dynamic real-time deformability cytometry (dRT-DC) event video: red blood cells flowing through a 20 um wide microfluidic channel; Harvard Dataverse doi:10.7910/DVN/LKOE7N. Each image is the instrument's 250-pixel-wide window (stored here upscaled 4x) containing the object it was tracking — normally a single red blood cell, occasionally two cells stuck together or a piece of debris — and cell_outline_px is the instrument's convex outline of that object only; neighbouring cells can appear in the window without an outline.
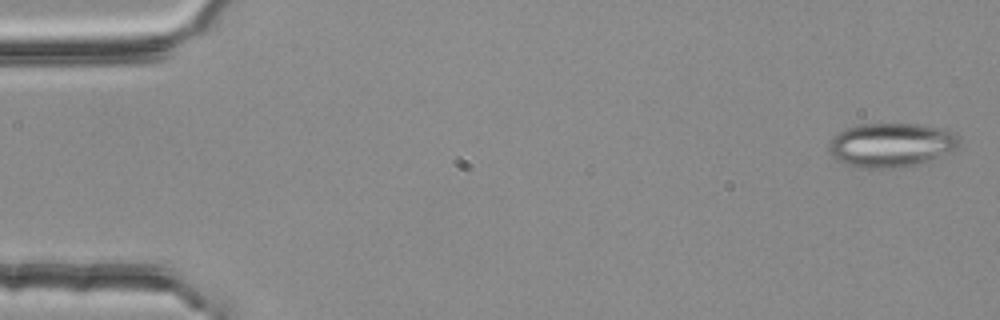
{"species": "common noctule bat (a hibernating species)", "species_latin": "Nyctalus noctula", "temperature_condition": "room temperature", "stored_images_in_passage": 3, "camera_frame_rate_fps": 3000, "um_per_image_px": 0.085, "animal": {"sex": "female", "body_mass_g": 25.1}, "frame": {"image": 1, "passage_image": 1, "time_ms": 0.0, "image_size_px": [1000, 320], "cell_outline_px": [[960, 144], [956, 148], [924, 164], [900, 168], [860, 168], [836, 160], [828, 152], [828, 148], [832, 140], [844, 128], [856, 124], [916, 124], [944, 128], [956, 132], [960, 140]], "centroid_in_image_um": [75.79, 12.33], "position_along_channel_um": 9.2, "area_um2": 33.93}}